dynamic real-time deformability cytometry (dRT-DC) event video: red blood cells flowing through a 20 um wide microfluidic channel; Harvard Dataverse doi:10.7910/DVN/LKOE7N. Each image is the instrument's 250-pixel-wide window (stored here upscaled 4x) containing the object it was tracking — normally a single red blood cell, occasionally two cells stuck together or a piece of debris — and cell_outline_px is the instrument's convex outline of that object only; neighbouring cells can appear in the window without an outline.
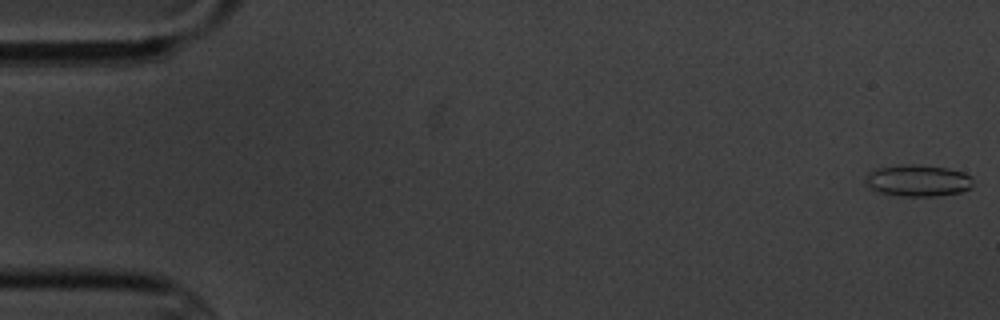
{"species": "common noctule bat (a hibernating species)", "species_latin": "Nyctalus noctula", "temperature_condition": "cold", "stored_images_in_passage": 7, "camera_frame_rate_fps": 3000, "um_per_image_px": 0.085, "animal": {"sex": "male", "body_mass_g": 20.1, "forearm_length_mm": 53.5}, "frame": {"image": 1, "passage_image": 1, "time_ms": 0.0, "image_size_px": [1000, 320], "cell_outline_px": [[972, 188], [960, 192], [936, 196], [904, 196], [880, 192], [872, 188], [868, 184], [864, 176], [868, 172], [880, 168], [904, 164], [916, 164], [948, 168], [964, 172], [972, 176]], "centroid_in_image_um": [78.07, 15.34], "position_along_channel_um": 6.9, "area_um2": 19.77}}
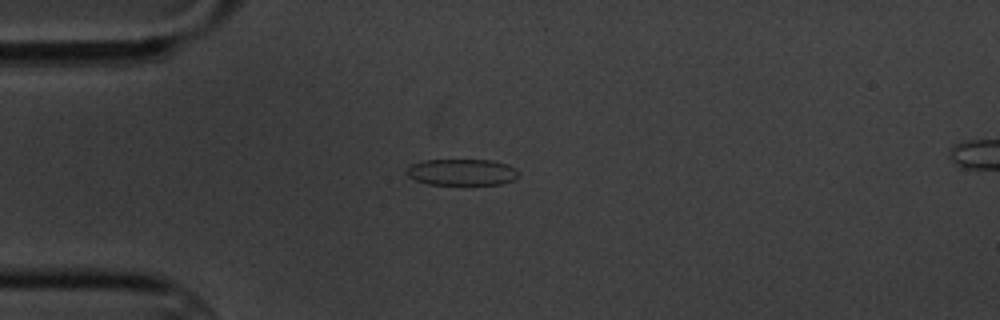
{"frame": {"image": 2, "passage_image": 5, "time_ms": 4.667, "image_size_px": [1000, 320], "cell_outline_px": [[516, 176], [512, 180], [500, 184], [428, 184], [416, 180], [408, 176], [408, 168], [412, 164], [424, 160], [492, 160], [508, 164], [516, 168]], "centroid_in_image_um": [39.26, 14.62], "position_along_channel_um": 45.7, "area_um2": 16.94}}
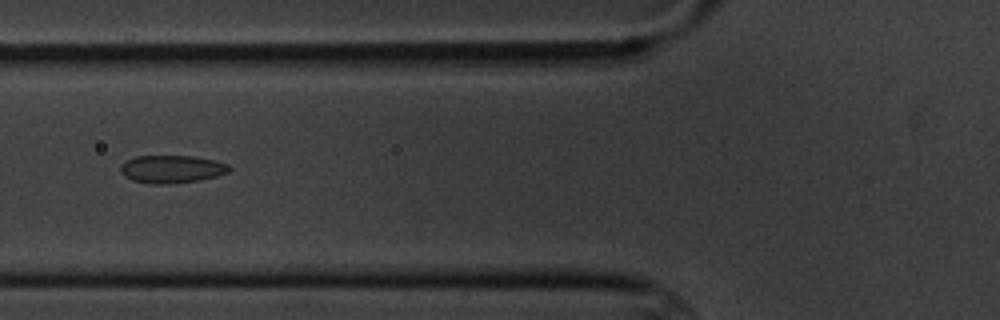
{"frame": {"image": 3, "passage_image": 7, "time_ms": 7.0, "image_size_px": [1000, 320], "cell_outline_px": [[232, 168], [228, 172], [216, 176], [200, 180], [168, 184], [152, 184], [132, 180], [124, 176], [120, 172], [120, 168], [128, 160], [136, 156], [192, 156], [216, 160], [228, 164]], "centroid_in_image_um": [14.62, 14.38], "position_along_channel_um": 111.2, "area_um2": 17.57}}